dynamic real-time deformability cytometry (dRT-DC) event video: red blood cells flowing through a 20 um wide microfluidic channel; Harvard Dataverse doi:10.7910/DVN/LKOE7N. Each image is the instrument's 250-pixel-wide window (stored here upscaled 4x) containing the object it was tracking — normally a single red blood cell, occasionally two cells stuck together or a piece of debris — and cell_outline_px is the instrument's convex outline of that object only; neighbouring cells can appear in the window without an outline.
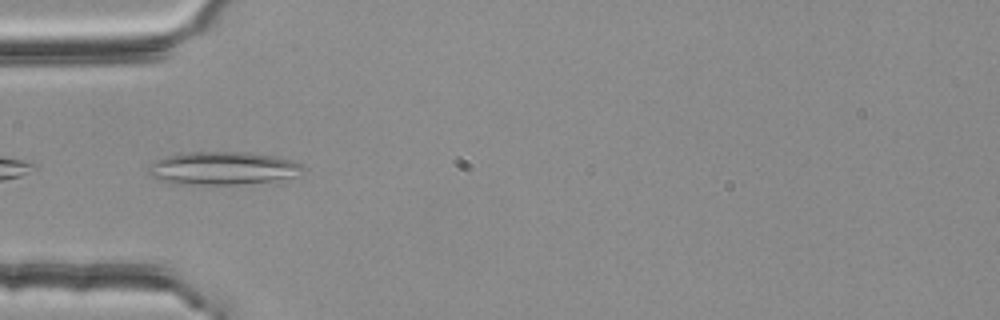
{"species": "common noctule bat (a hibernating species)", "species_latin": "Nyctalus noctula", "temperature_condition": "room temperature", "stored_images_in_passage": 37, "camera_frame_rate_fps": 3000, "um_per_image_px": 0.085, "animal": {"sex": "female", "body_mass_g": 25.1}, "frame": {"image": 1, "passage_image": 1, "time_ms": 0.0, "image_size_px": [1000, 320], "cell_outline_px": [[304, 168], [300, 176], [236, 184], [172, 184], [156, 180], [148, 176], [148, 168], [156, 160], [164, 156], [188, 152], [248, 152], [276, 156], [292, 160], [304, 164]], "centroid_in_image_um": [18.9, 14.29], "position_along_channel_um": 66.1, "area_um2": 29.94}}
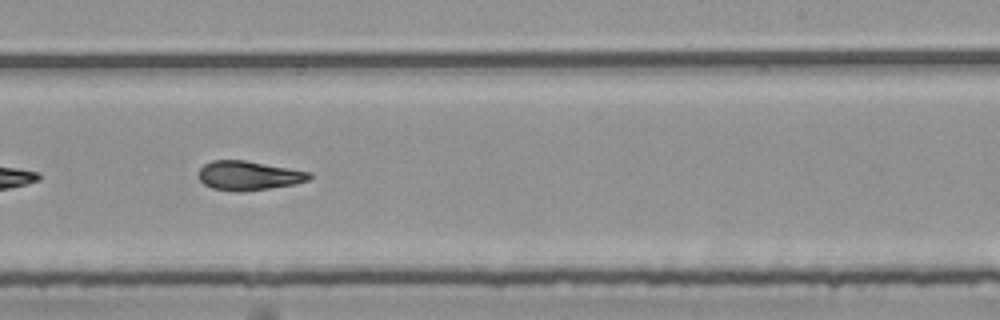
{"frame": {"image": 2, "passage_image": 17, "time_ms": 5.333, "image_size_px": [1000, 320], "cell_outline_px": [[312, 176], [308, 180], [292, 184], [268, 188], [240, 192], [236, 192], [212, 188], [204, 184], [200, 180], [200, 168], [204, 164], [212, 160], [244, 160], [312, 172]], "centroid_in_image_um": [21.13, 14.92], "position_along_channel_um": 267.9, "area_um2": 18.67}}
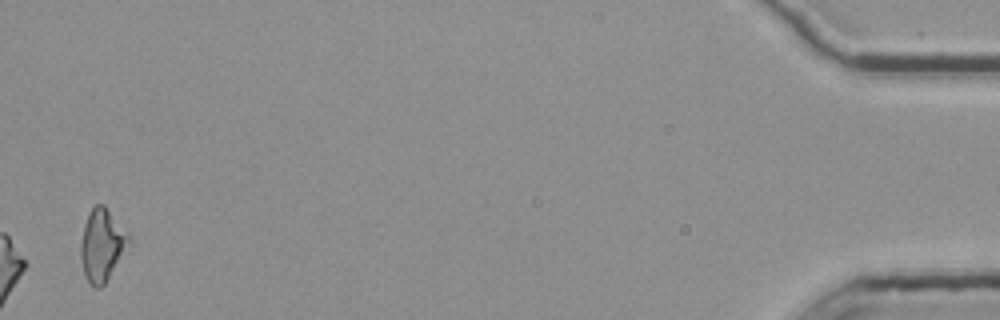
{"frame": {"image": 3, "passage_image": 37, "time_ms": 12.0, "image_size_px": [1000, 320], "cell_outline_px": [[132, 240], [104, 284], [100, 288], [96, 288], [88, 284], [84, 276], [80, 256], [80, 244], [84, 224], [88, 212], [96, 204], [104, 204]], "centroid_in_image_um": [8.63, 20.84], "position_along_channel_um": 426.6, "area_um2": 20.11}, "authors_computed_cell_mechanics": {"area_um2": 19.0162, "velocity_mm_per_s": 3.7832, "shape_relaxation_time_tau1_ms": null, "shape_relaxation_time_tau2_ms": 4.2068, "deformation_change_tau1": null, "deformation_change_tau2": 0.1052}}